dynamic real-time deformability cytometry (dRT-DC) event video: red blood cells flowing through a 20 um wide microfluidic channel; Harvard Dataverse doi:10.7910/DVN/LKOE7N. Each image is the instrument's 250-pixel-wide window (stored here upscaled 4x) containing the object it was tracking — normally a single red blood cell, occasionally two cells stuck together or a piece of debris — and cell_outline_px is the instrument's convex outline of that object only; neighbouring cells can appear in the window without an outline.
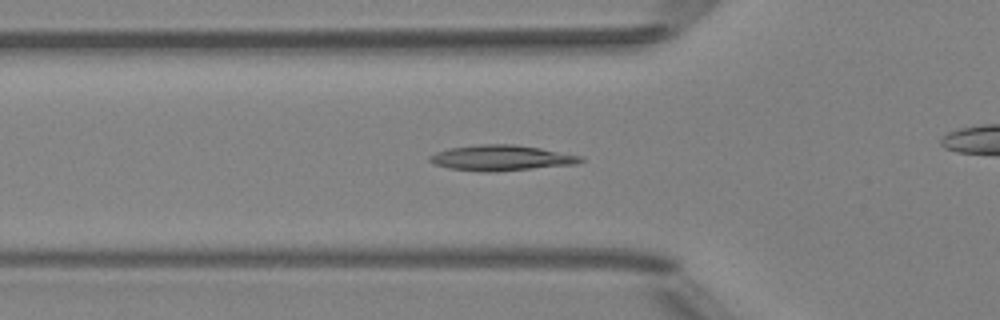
{"species": "Egyptian fruit bat (a non-hibernating species)", "species_latin": "Rousettus aegyptiacus", "temperature_condition": "room temperature", "stored_images_in_passage": 38, "camera_frame_rate_fps": 3000, "um_per_image_px": 0.085, "animal": {"sex": "female"}, "frame": {"image": 1, "passage_image": 4, "time_ms": 1.0, "image_size_px": [1000, 320], "cell_outline_px": [[584, 160], [576, 164], [532, 168], [484, 172], [452, 168], [436, 164], [428, 160], [428, 156], [436, 152], [448, 148], [480, 144], [512, 144], [540, 148], [580, 156]], "centroid_in_image_um": [42.57, 13.41], "position_along_channel_um": 83.2, "area_um2": 21.96}}
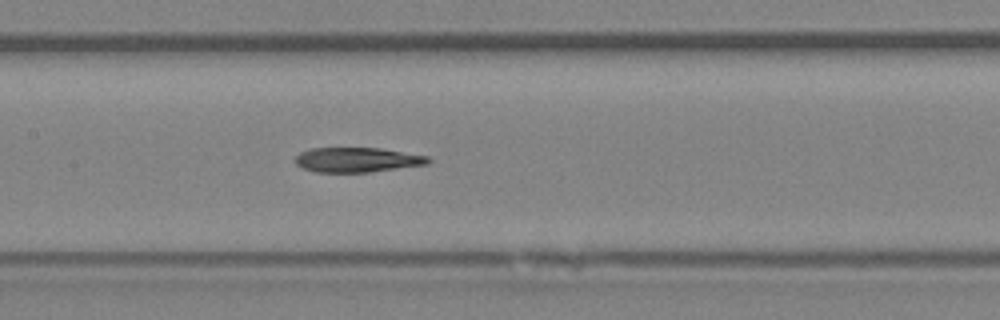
{"frame": {"image": 2, "passage_image": 11, "time_ms": 3.333, "image_size_px": [1000, 320], "cell_outline_px": [[432, 160], [428, 164], [368, 172], [316, 172], [304, 168], [296, 164], [296, 156], [300, 152], [312, 148], [380, 148], [428, 156]], "centroid_in_image_um": [30.37, 13.58], "position_along_channel_um": 177.0, "area_um2": 19.02}}
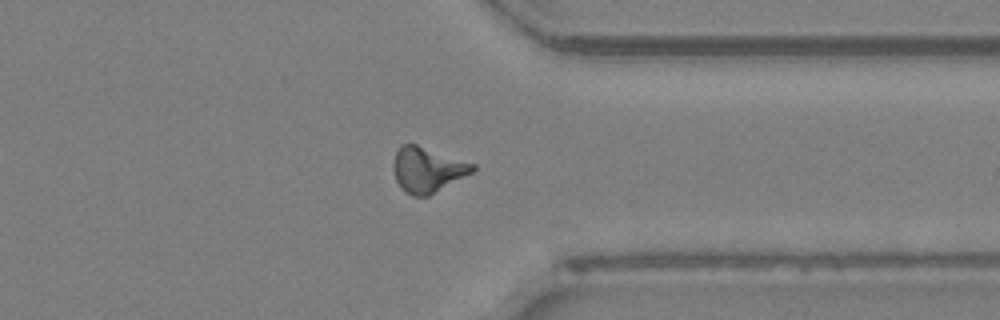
{"frame": {"image": 3, "passage_image": 26, "time_ms": 8.333, "image_size_px": [1000, 320], "cell_outline_px": [[476, 168], [472, 172], [428, 196], [412, 196], [404, 192], [400, 188], [396, 180], [392, 168], [392, 164], [396, 152], [400, 144], [416, 144], [476, 164]], "centroid_in_image_um": [36.29, 14.42], "position_along_channel_um": 375.1, "area_um2": 20.87}, "authors_computed_cell_mechanics": {"area_um2": 19.5653, "velocity_mm_per_s": 4.0115, "shape_relaxation_time_tau1_ms": null, "shape_relaxation_time_tau2_ms": 5.5104, "deformation_change_tau1": null, "deformation_change_tau2": 0.1611}}